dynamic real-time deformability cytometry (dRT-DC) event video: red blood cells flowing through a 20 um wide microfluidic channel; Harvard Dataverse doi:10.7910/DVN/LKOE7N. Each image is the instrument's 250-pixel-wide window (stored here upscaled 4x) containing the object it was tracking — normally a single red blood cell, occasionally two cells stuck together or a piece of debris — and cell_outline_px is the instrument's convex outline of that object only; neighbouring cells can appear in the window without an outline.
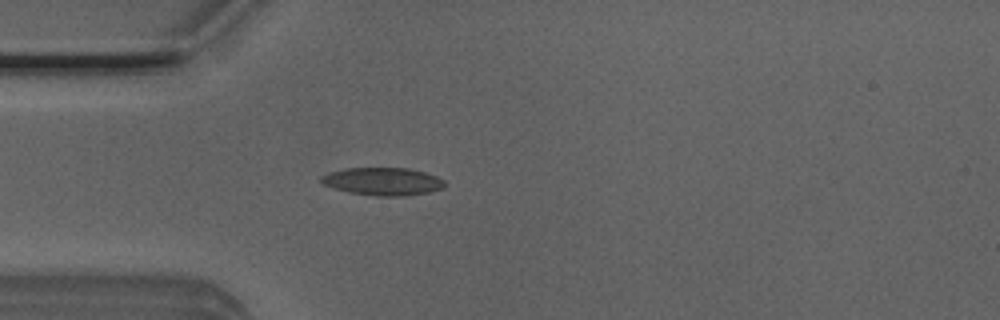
{"species": "Egyptian fruit bat (a non-hibernating species)", "species_latin": "Rousettus aegyptiacus", "temperature_condition": "room temperature", "stored_images_in_passage": 5, "camera_frame_rate_fps": 3000, "um_per_image_px": 0.085, "animal": {"sex": "male"}, "frame": {"image": 1, "passage_image": 5, "time_ms": 1.333, "image_size_px": [1000, 320], "cell_outline_px": [[444, 188], [428, 192], [404, 196], [376, 196], [348, 192], [324, 184], [320, 180], [320, 176], [328, 172], [348, 168], [408, 168], [424, 172], [436, 176], [444, 180]], "centroid_in_image_um": [32.54, 15.42], "position_along_channel_um": 52.5, "area_um2": 19.88}}